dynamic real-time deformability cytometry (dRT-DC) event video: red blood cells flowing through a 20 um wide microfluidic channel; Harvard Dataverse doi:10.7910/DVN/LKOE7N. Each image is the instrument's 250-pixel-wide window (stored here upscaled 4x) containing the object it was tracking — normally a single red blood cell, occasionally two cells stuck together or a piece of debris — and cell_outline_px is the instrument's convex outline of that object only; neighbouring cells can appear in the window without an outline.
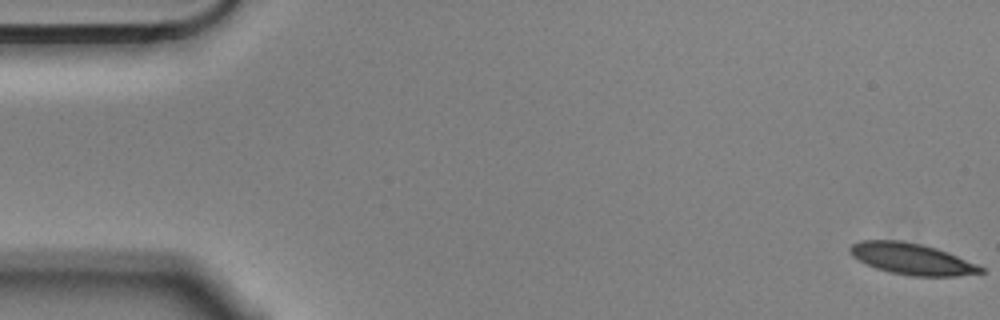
{"species": "Egyptian fruit bat (a non-hibernating species)", "species_latin": "Rousettus aegyptiacus", "temperature_condition": "cold", "stored_images_in_passage": 57, "camera_frame_rate_fps": 3000, "um_per_image_px": 0.085, "animal": {"sex": "male"}, "frame": {"image": 1, "passage_image": 1, "time_ms": 0.0, "image_size_px": [1000, 320], "cell_outline_px": [[984, 272], [956, 276], [908, 276], [888, 272], [876, 268], [852, 256], [848, 252], [848, 248], [852, 244], [860, 240], [900, 240], [920, 244], [936, 248], [948, 252], [976, 264], [984, 268]], "centroid_in_image_um": [77.47, 22.0], "position_along_channel_um": 7.5, "area_um2": 23.81}}
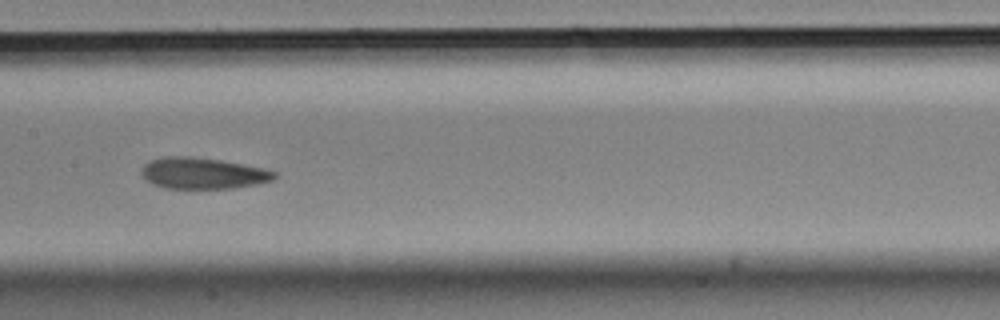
{"frame": {"image": 2, "passage_image": 28, "time_ms": 9.0, "image_size_px": [1000, 320], "cell_outline_px": [[276, 176], [272, 180], [256, 184], [232, 188], [164, 188], [152, 184], [144, 180], [140, 172], [140, 168], [148, 160], [164, 156], [192, 156], [220, 160], [260, 168], [276, 172]], "centroid_in_image_um": [17.13, 14.72], "position_along_channel_um": 190.3, "area_um2": 24.22}}
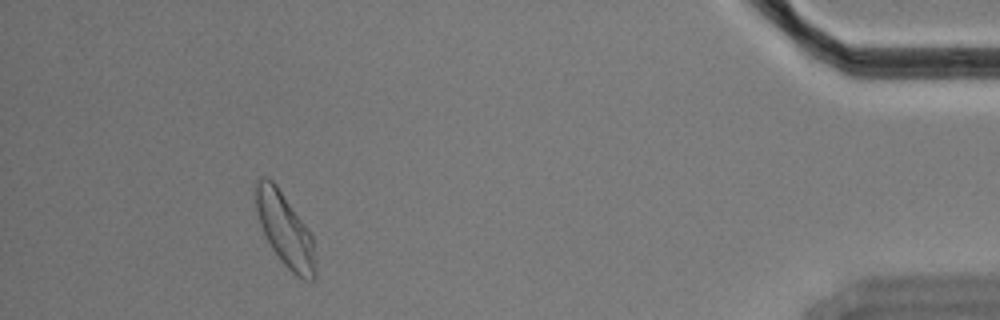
{"frame": {"image": 3, "passage_image": 52, "time_ms": 17.0, "image_size_px": [1000, 320], "cell_outline_px": [[316, 276], [312, 280], [304, 280], [296, 276], [280, 260], [272, 248], [260, 224], [252, 196], [252, 188], [256, 180], [260, 176], [264, 176], [272, 180], [276, 184], [308, 228], [312, 236], [316, 268]], "centroid_in_image_um": [24.18, 19.46], "position_along_channel_um": 411.0, "area_um2": 25.84}, "authors_computed_cell_mechanics": {"area_um2": 24.565, "velocity_mm_per_s": 3.5319, "shape_relaxation_time_tau1_ms": 5.1244, "shape_relaxation_time_tau2_ms": 3.3848, "deformation_change_tau1": 0.1369, "deformation_change_tau2": 0.0667}}